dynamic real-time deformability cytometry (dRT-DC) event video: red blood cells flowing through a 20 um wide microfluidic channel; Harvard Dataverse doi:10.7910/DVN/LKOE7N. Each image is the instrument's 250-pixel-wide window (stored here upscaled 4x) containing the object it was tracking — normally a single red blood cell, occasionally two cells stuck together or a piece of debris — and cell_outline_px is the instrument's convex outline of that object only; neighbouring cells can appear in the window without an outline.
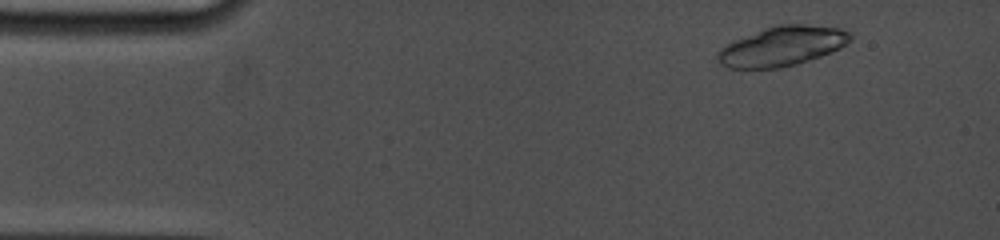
{"species": "common noctule bat (a hibernating species)", "species_latin": "Nyctalus noctula", "temperature_condition": "cold", "stored_images_in_passage": 15, "camera_frame_rate_fps": 5000, "um_per_image_px": 0.085, "animal": {"sex": "female", "body_mass_g": 19.0, "forearm_length_mm": 53.3}, "frame": {"image": 1, "passage_image": 4, "time_ms": 1.0, "image_size_px": [1000, 240], "cell_outline_px": [[852, 40], [840, 48], [832, 52], [796, 64], [780, 68], [728, 68], [720, 64], [716, 56], [716, 52], [720, 48], [736, 40], [764, 28], [776, 24], [804, 24], [840, 28], [852, 32]], "centroid_in_image_um": [66.51, 3.92], "position_along_channel_um": 18.5, "area_um2": 30.63}}